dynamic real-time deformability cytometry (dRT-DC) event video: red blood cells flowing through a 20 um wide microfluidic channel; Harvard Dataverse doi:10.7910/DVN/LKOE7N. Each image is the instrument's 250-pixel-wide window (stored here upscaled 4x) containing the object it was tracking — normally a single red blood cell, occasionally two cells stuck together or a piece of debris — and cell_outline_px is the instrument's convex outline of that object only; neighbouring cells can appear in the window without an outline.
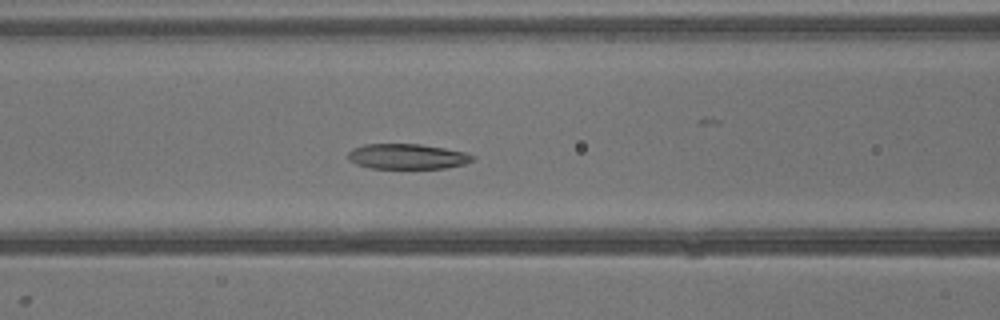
{"species": "common noctule bat (a hibernating species)", "species_latin": "Nyctalus noctula", "temperature_condition": "warm", "stored_images_in_passage": 41, "camera_frame_rate_fps": 3000, "um_per_image_px": 0.085, "animal": {"sex": "male", "body_mass_g": 13.3}, "frame": {"image": 1, "passage_image": 18, "time_ms": 5.667, "image_size_px": [1000, 320], "cell_outline_px": [[476, 156], [472, 160], [464, 164], [444, 168], [372, 168], [356, 164], [348, 160], [348, 152], [352, 148], [364, 144], [420, 144], [468, 152]], "centroid_in_image_um": [34.61, 13.29], "position_along_channel_um": 132.0, "area_um2": 18.38}}
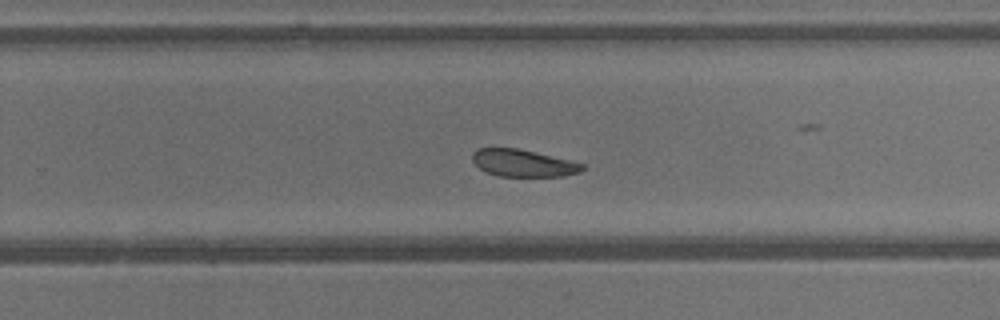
{"frame": {"image": 2, "passage_image": 27, "time_ms": 8.667, "image_size_px": [1000, 320], "cell_outline_px": [[584, 168], [580, 172], [564, 176], [496, 176], [484, 172], [472, 160], [472, 152], [476, 148], [516, 148], [568, 160], [584, 164]], "centroid_in_image_um": [44.41, 13.87], "position_along_channel_um": 285.4, "area_um2": 17.28}}
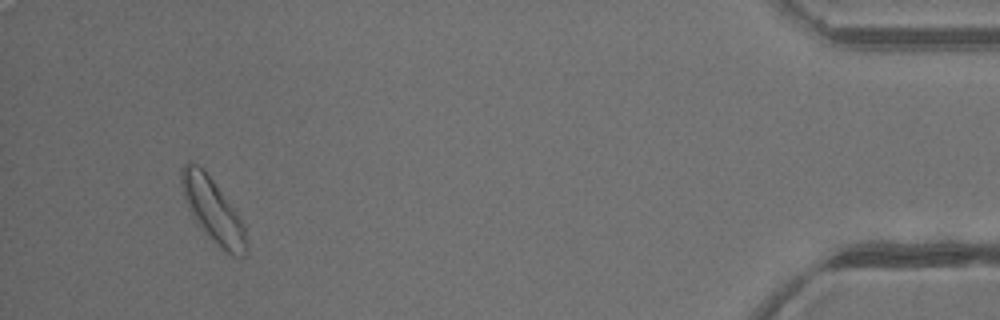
{"frame": {"image": 3, "passage_image": 39, "time_ms": 12.667, "image_size_px": [1000, 320], "cell_outline_px": [[248, 256], [232, 256], [220, 248], [204, 232], [192, 216], [188, 208], [184, 196], [180, 180], [180, 168], [188, 160], [204, 168], [232, 208], [240, 220], [244, 228], [248, 244]], "centroid_in_image_um": [18.07, 17.89], "position_along_channel_um": 417.1, "area_um2": 23.87}}